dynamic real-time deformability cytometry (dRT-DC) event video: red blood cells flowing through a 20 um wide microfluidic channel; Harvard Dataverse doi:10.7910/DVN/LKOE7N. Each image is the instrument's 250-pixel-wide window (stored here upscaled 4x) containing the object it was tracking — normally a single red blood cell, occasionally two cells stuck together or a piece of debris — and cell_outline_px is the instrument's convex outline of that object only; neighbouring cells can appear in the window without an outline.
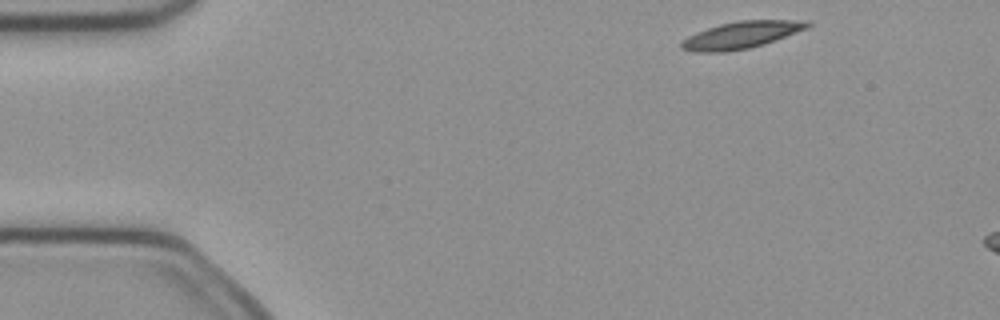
{"species": "common noctule bat (a hibernating species)", "species_latin": "Nyctalus noctula", "temperature_condition": "cold", "stored_images_in_passage": 3, "camera_frame_rate_fps": 3000, "um_per_image_px": 0.085, "animal": {"sex": "female", "body_mass_g": 21.9}, "frame": {"image": 1, "passage_image": 1, "time_ms": 0.0, "image_size_px": [1000, 320], "cell_outline_px": [[812, 24], [808, 28], [764, 44], [748, 48], [728, 52], [692, 52], [680, 48], [680, 40], [688, 36], [708, 28], [720, 24], [740, 20], [808, 20]], "centroid_in_image_um": [63.0, 2.98], "position_along_channel_um": 22.0, "area_um2": 19.88}}